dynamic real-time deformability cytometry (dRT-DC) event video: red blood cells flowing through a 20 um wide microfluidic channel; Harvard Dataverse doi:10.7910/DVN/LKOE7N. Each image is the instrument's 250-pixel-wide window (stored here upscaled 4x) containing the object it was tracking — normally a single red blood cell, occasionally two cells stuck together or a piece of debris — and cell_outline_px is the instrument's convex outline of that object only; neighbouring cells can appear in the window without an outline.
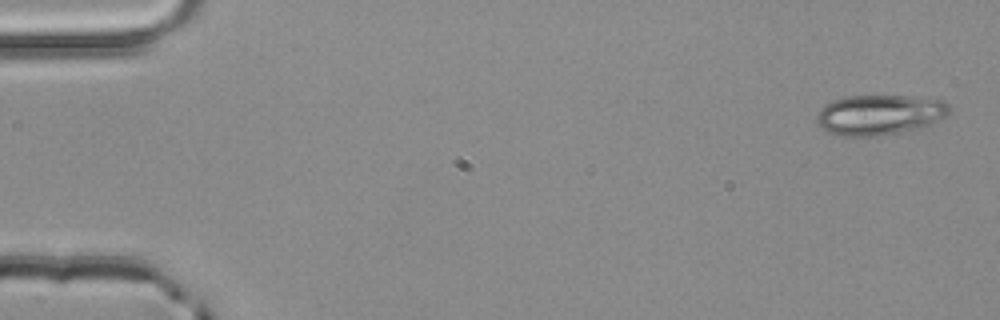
{"species": "common noctule bat (a hibernating species)", "species_latin": "Nyctalus noctula", "temperature_condition": "room temperature", "stored_images_in_passage": 5, "camera_frame_rate_fps": 3000, "um_per_image_px": 0.085, "animal": {"sex": "male", "body_mass_g": 20.4}, "frame": {"image": 1, "passage_image": 1, "time_ms": 0.0, "image_size_px": [1000, 320], "cell_outline_px": [[948, 112], [944, 116], [932, 124], [920, 128], [900, 132], [876, 136], [836, 136], [824, 128], [816, 120], [816, 116], [820, 108], [824, 104], [832, 100], [848, 96], [904, 96], [944, 100], [948, 104]], "centroid_in_image_um": [74.73, 9.76], "position_along_channel_um": 10.3, "area_um2": 30.92}}